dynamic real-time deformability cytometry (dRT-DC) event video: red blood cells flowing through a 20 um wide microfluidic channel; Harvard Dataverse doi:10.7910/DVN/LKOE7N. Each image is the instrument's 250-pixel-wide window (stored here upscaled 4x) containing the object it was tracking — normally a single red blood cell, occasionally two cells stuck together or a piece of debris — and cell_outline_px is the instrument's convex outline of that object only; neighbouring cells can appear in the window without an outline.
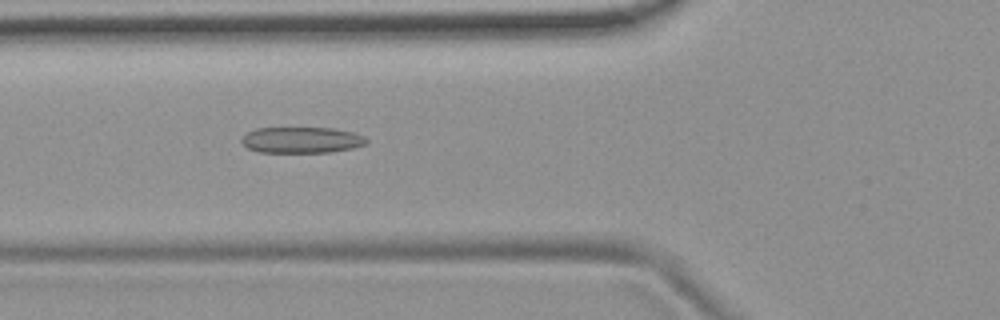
{"species": "common noctule bat (a hibernating species)", "species_latin": "Nyctalus noctula", "temperature_condition": "room temperature", "stored_images_in_passage": 45, "camera_frame_rate_fps": 3000, "um_per_image_px": 0.085, "animal": {"sex": "female", "body_mass_g": 19.9}, "frame": {"image": 1, "passage_image": 11, "time_ms": 3.333, "image_size_px": [1000, 320], "cell_outline_px": [[368, 140], [364, 144], [352, 148], [332, 152], [260, 152], [248, 148], [240, 140], [248, 132], [256, 128], [332, 128], [352, 132], [364, 136]], "centroid_in_image_um": [25.63, 11.9], "position_along_channel_um": 100.2, "area_um2": 18.79}}
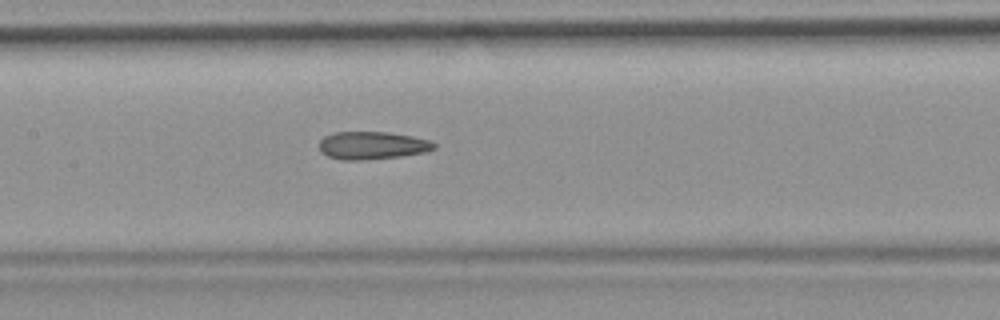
{"frame": {"image": 2, "passage_image": 17, "time_ms": 5.333, "image_size_px": [1000, 320], "cell_outline_px": [[436, 148], [428, 152], [400, 156], [360, 160], [340, 160], [328, 156], [320, 152], [320, 140], [324, 136], [336, 132], [388, 132], [412, 136], [432, 140], [436, 144]], "centroid_in_image_um": [31.67, 12.36], "position_along_channel_um": 175.7, "area_um2": 18.73}}
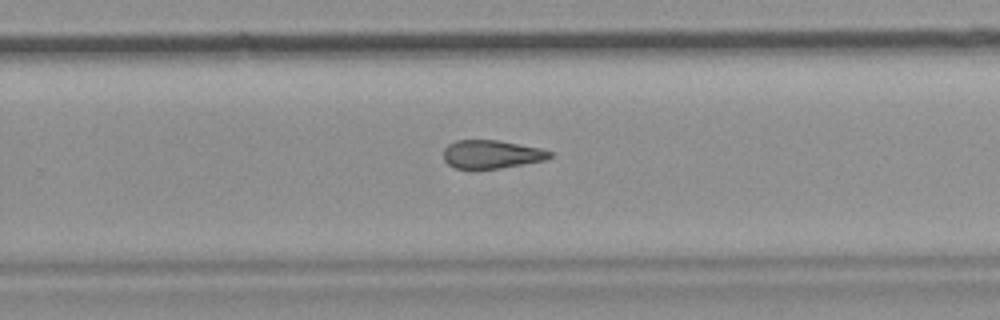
{"frame": {"image": 3, "passage_image": 26, "time_ms": 8.333, "image_size_px": [1000, 320], "cell_outline_px": [[552, 156], [548, 160], [500, 168], [472, 172], [452, 168], [444, 160], [444, 148], [448, 144], [456, 140], [496, 140], [540, 148], [552, 152]], "centroid_in_image_um": [41.73, 13.16], "position_along_channel_um": 288.1, "area_um2": 18.21}, "authors_computed_cell_mechanics": {"area_um2": 18.6694, "velocity_mm_per_s": 3.7604, "shape_relaxation_time_tau1_ms": null, "shape_relaxation_time_tau2_ms": 4.7579, "deformation_change_tau1": null, "deformation_change_tau2": 0.1523}}